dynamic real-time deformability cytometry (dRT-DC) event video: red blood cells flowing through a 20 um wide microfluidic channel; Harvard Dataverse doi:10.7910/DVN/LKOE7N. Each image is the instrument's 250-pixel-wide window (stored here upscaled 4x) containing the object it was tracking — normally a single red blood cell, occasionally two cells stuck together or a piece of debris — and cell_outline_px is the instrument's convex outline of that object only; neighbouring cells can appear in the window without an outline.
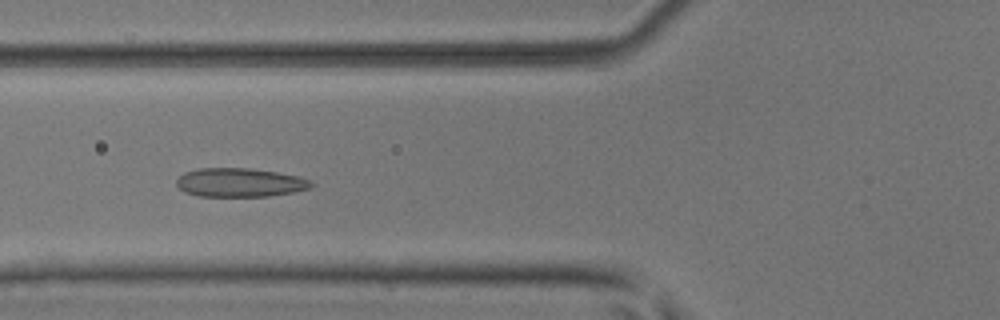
{"species": "common noctule bat (a hibernating species)", "species_latin": "Nyctalus noctula", "temperature_condition": "room temperature", "stored_images_in_passage": 52, "camera_frame_rate_fps": 3000, "um_per_image_px": 0.085, "animal": {"sex": "male", "body_mass_g": 17.9, "forearm_length_mm": 54.2}, "frame": {"image": 1, "passage_image": 20, "time_ms": 6.333, "image_size_px": [1000, 320], "cell_outline_px": [[316, 184], [308, 188], [292, 192], [268, 196], [196, 196], [184, 192], [176, 184], [176, 180], [184, 172], [200, 168], [248, 168], [276, 172], [296, 176], [312, 180]], "centroid_in_image_um": [20.37, 15.51], "position_along_channel_um": 105.4, "area_um2": 22.54}}
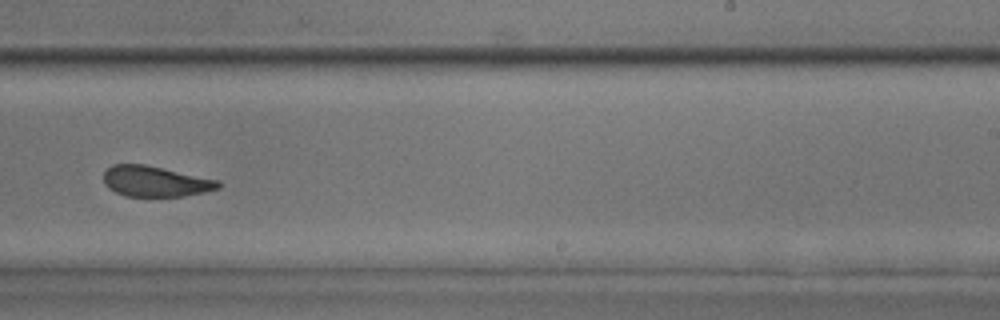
{"frame": {"image": 2, "passage_image": 33, "time_ms": 10.667, "image_size_px": [1000, 320], "cell_outline_px": [[220, 188], [204, 192], [184, 196], [124, 196], [108, 188], [104, 184], [104, 172], [112, 164], [144, 164], [220, 180]], "centroid_in_image_um": [13.2, 15.41], "position_along_channel_um": 275.8, "area_um2": 20.46}}
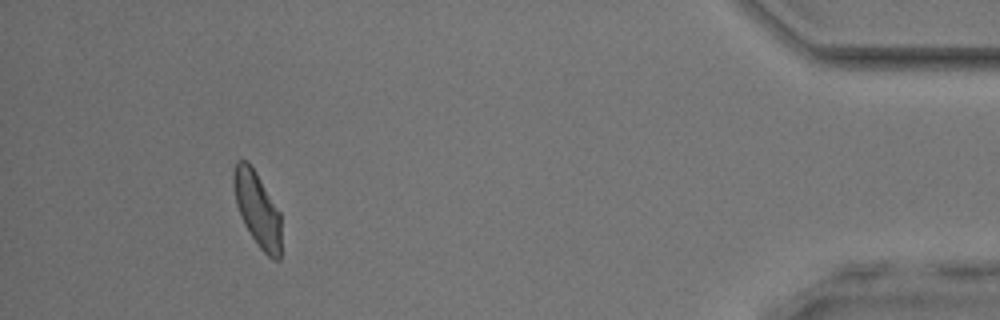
{"frame": {"image": 3, "passage_image": 48, "time_ms": 15.667, "image_size_px": [1000, 320], "cell_outline_px": [[280, 260], [272, 260], [260, 248], [244, 224], [240, 216], [236, 204], [232, 184], [232, 172], [236, 160], [248, 160], [256, 172], [280, 212]], "centroid_in_image_um": [21.84, 17.74], "position_along_channel_um": 413.4, "area_um2": 20.81}, "authors_computed_cell_mechanics": {"area_um2": 21.7328, "velocity_mm_per_s": 3.9457, "shape_relaxation_time_tau1_ms": 8.5161, "shape_relaxation_time_tau2_ms": 1.756, "deformation_change_tau1": 0.1666, "deformation_change_tau2": 0.0741}}